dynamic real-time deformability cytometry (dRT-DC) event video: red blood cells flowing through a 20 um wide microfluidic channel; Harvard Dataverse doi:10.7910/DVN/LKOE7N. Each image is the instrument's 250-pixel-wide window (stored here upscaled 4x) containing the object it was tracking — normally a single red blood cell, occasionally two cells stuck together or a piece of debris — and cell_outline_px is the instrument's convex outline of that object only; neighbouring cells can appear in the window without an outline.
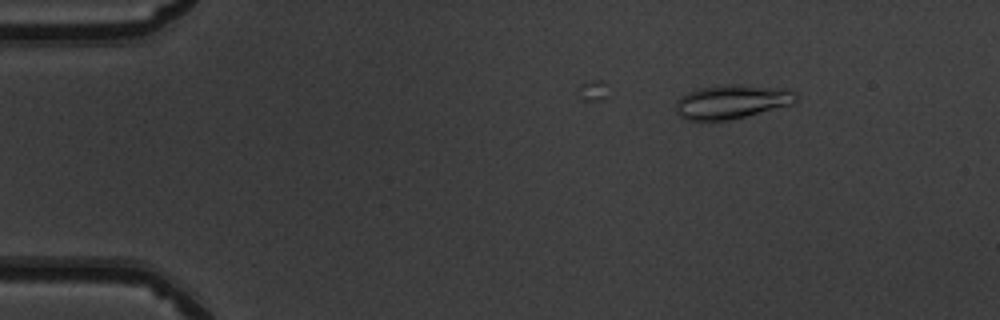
{"species": "common noctule bat (a hibernating species)", "species_latin": "Nyctalus noctula", "temperature_condition": "warm", "stored_images_in_passage": 10, "camera_frame_rate_fps": 3000, "um_per_image_px": 0.085, "animal": {"sex": "male", "body_mass_g": 19.5, "forearm_length_mm": 54.6}, "frame": {"image": 1, "passage_image": 6, "time_ms": 1.667, "image_size_px": [1000, 320], "cell_outline_px": [[800, 96], [792, 104], [728, 120], [688, 120], [680, 116], [676, 112], [676, 100], [680, 96], [688, 92], [700, 88], [724, 84], [732, 84], [788, 88], [796, 92]], "centroid_in_image_um": [62.22, 8.62], "position_along_channel_um": 22.8, "area_um2": 23.81}}